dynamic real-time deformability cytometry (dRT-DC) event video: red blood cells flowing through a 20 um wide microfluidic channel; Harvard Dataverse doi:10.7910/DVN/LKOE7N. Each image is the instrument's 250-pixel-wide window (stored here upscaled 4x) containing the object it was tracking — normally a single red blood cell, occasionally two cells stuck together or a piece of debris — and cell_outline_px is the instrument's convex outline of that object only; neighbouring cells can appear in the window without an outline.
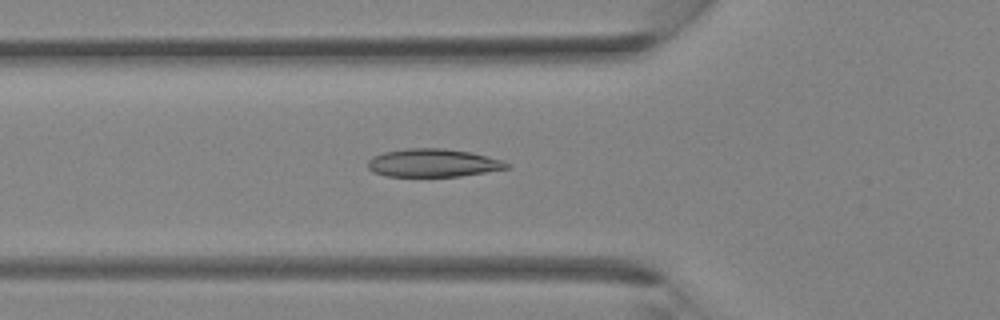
{"species": "Egyptian fruit bat (a non-hibernating species)", "species_latin": "Rousettus aegyptiacus", "temperature_condition": "room temperature", "stored_images_in_passage": 37, "camera_frame_rate_fps": 3000, "um_per_image_px": 0.085, "animal": {"sex": "female"}, "frame": {"image": 1, "passage_image": 13, "time_ms": 4.0, "image_size_px": [1000, 320], "cell_outline_px": [[512, 168], [460, 176], [388, 176], [372, 172], [368, 168], [368, 160], [372, 156], [384, 152], [404, 148], [444, 148], [472, 152], [504, 160], [512, 164]], "centroid_in_image_um": [36.86, 13.84], "position_along_channel_um": 88.9, "area_um2": 23.06}}
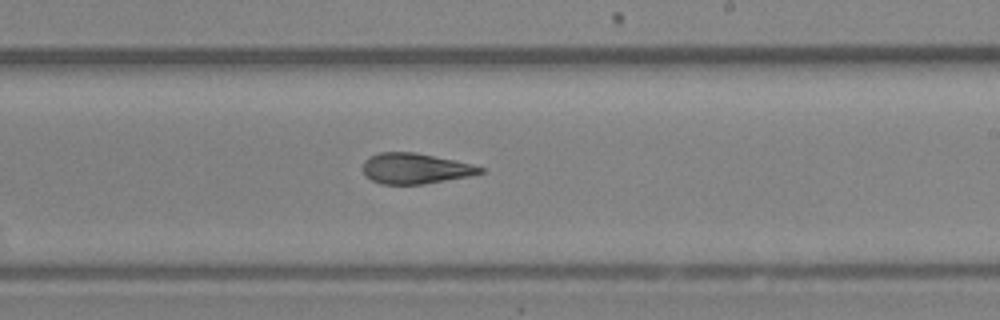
{"frame": {"image": 2, "passage_image": 22, "time_ms": 7.0, "image_size_px": [1000, 320], "cell_outline_px": [[484, 172], [468, 176], [424, 184], [380, 184], [364, 176], [364, 160], [380, 152], [416, 152], [472, 164], [484, 168]], "centroid_in_image_um": [35.28, 14.32], "position_along_channel_um": 253.7, "area_um2": 20.75}}
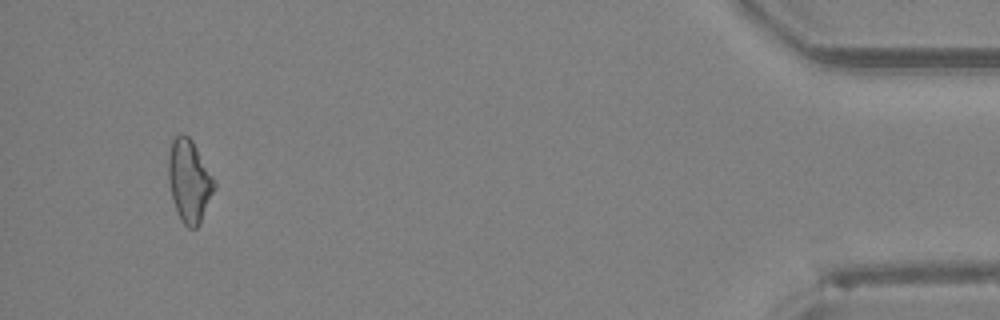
{"frame": {"image": 3, "passage_image": 35, "time_ms": 11.333, "image_size_px": [1000, 320], "cell_outline_px": [[216, 188], [200, 224], [196, 228], [188, 228], [180, 220], [172, 200], [168, 180], [168, 156], [172, 140], [176, 136], [188, 136], [192, 140], [212, 176], [216, 184]], "centroid_in_image_um": [16.08, 15.43], "position_along_channel_um": 419.1, "area_um2": 22.02}}